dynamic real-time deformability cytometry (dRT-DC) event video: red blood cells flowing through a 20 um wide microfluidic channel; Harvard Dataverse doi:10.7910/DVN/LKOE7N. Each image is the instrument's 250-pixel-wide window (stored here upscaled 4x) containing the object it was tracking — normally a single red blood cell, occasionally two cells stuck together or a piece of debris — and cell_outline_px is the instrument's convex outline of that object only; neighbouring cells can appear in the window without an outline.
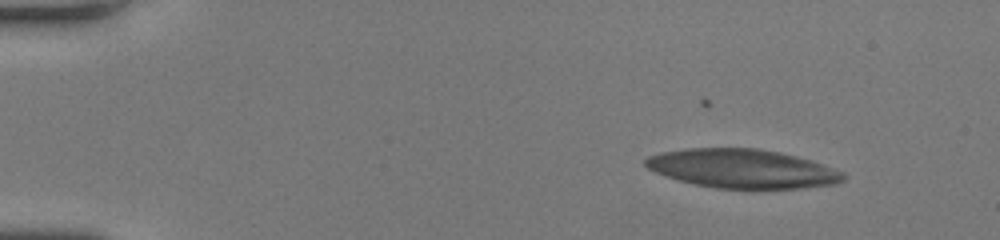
{"species": "human", "species_latin": "Homo sapiens", "temperature_condition": "room temperature", "stored_images_in_passage": 46, "camera_frame_rate_fps": 3000, "um_per_image_px": 0.085, "donor": {"sex": "female"}, "frame": {"image": 1, "passage_image": 1, "time_ms": 0.0, "image_size_px": [1000, 240], "cell_outline_px": [[844, 180], [836, 184], [804, 188], [716, 188], [692, 184], [656, 172], [648, 168], [644, 164], [644, 160], [648, 156], [660, 152], [688, 148], [756, 148], [780, 152], [812, 160], [844, 172]], "centroid_in_image_um": [63.11, 14.33], "position_along_channel_um": 21.9, "area_um2": 44.8}}
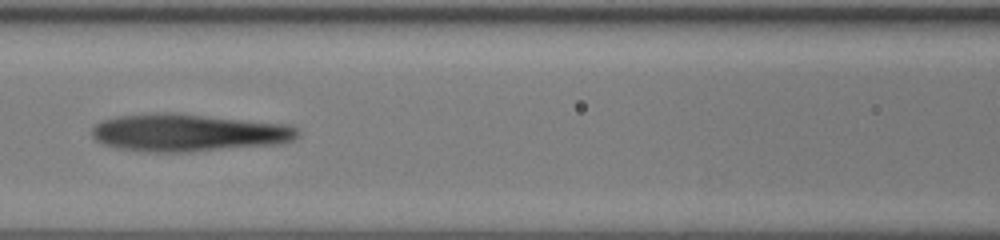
{"frame": {"image": 2, "passage_image": 19, "time_ms": 6.0, "image_size_px": [1000, 240], "cell_outline_px": [[300, 136], [292, 140], [280, 144], [188, 152], [148, 152], [116, 148], [104, 144], [96, 140], [92, 136], [92, 128], [96, 124], [104, 120], [116, 116], [152, 112], [180, 112], [292, 124], [300, 132]], "centroid_in_image_um": [16.06, 11.26], "position_along_channel_um": 150.5, "area_um2": 46.01}}
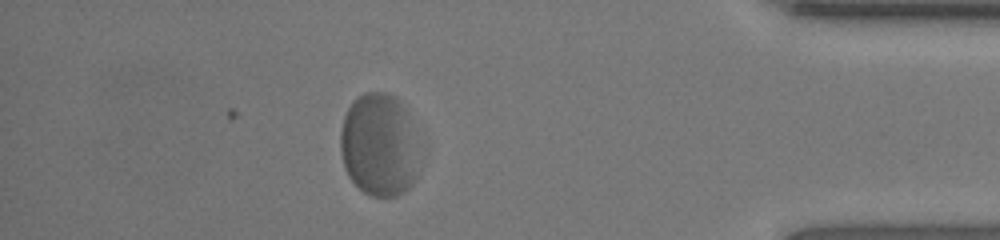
{"frame": {"image": 3, "passage_image": 40, "time_ms": 13.0, "image_size_px": [1000, 240], "cell_outline_px": [[416, 180], [404, 192], [396, 196], [372, 196], [364, 192], [348, 176], [344, 168], [340, 152], [340, 132], [344, 116], [348, 108], [364, 92], [384, 92], [396, 96], [404, 104], [408, 112], [416, 148]], "centroid_in_image_um": [32.19, 12.32], "position_along_channel_um": 403.0, "area_um2": 47.16}, "authors_computed_cell_mechanics": {"area_um2": 46.0955, "velocity_mm_per_s": 4.1034, "shape_relaxation_time_tau1_ms": 7.4857, "shape_relaxation_time_tau2_ms": 1.2853, "deformation_change_tau1": 0.2101, "deformation_change_tau2": 0.0849}}